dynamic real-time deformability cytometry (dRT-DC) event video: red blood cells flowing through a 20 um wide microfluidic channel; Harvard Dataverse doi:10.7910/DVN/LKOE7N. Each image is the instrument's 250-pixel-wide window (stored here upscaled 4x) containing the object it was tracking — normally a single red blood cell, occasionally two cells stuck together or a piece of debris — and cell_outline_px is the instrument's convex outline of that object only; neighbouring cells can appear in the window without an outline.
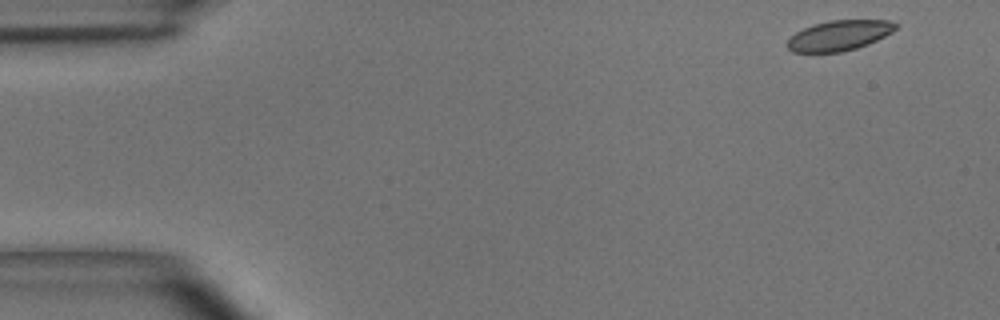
{"species": "common noctule bat (a hibernating species)", "species_latin": "Nyctalus noctula", "temperature_condition": "room temperature", "stored_images_in_passage": 48, "camera_frame_rate_fps": 3000, "um_per_image_px": 0.085, "animal": {"sex": "male", "body_mass_g": 15.6}, "frame": {"image": 1, "passage_image": 1, "time_ms": 0.0, "image_size_px": [1000, 320], "cell_outline_px": [[900, 24], [892, 32], [868, 44], [856, 48], [840, 52], [792, 52], [784, 44], [796, 32], [812, 24], [828, 20], [888, 20]], "centroid_in_image_um": [71.32, 3.01], "position_along_channel_um": 13.7, "area_um2": 19.13}}
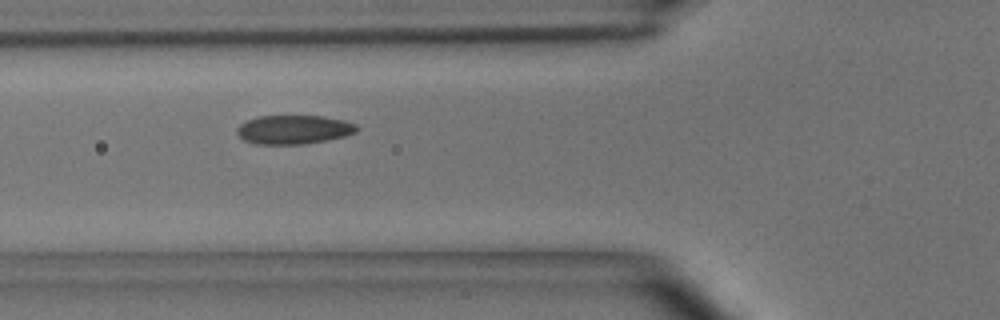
{"frame": {"image": 2, "passage_image": 16, "time_ms": 5.0, "image_size_px": [1000, 320], "cell_outline_px": [[360, 128], [356, 132], [344, 136], [328, 140], [304, 144], [256, 144], [244, 140], [236, 132], [236, 128], [240, 124], [248, 120], [260, 116], [324, 116], [344, 120], [356, 124]], "centroid_in_image_um": [24.99, 11.01], "position_along_channel_um": 100.8, "area_um2": 20.23}}
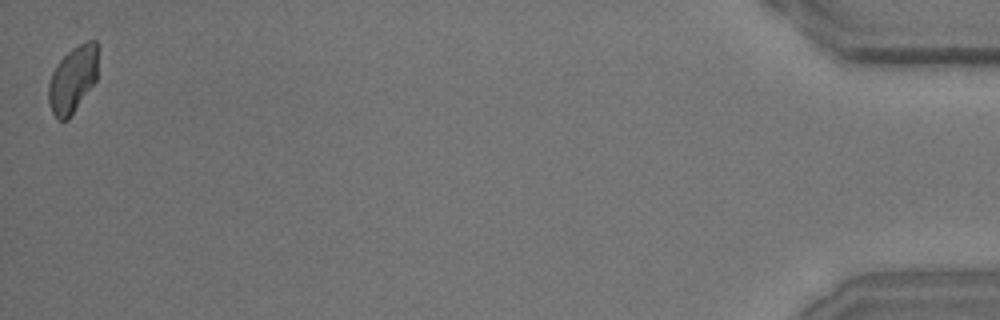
{"frame": {"image": 3, "passage_image": 48, "time_ms": 15.667, "image_size_px": [1000, 320], "cell_outline_px": [[96, 80], [68, 120], [56, 120], [52, 112], [48, 100], [48, 84], [52, 72], [56, 64], [72, 48], [88, 40], [96, 40]], "centroid_in_image_um": [6.14, 6.77], "position_along_channel_um": 429.1, "area_um2": 18.96}, "authors_computed_cell_mechanics": {"area_um2": 20.1144, "velocity_mm_per_s": 3.9238, "shape_relaxation_time_tau1_ms": 2.5807, "shape_relaxation_time_tau2_ms": 1.6902, "deformation_change_tau1": 0.0811, "deformation_change_tau2": 0.0566}}